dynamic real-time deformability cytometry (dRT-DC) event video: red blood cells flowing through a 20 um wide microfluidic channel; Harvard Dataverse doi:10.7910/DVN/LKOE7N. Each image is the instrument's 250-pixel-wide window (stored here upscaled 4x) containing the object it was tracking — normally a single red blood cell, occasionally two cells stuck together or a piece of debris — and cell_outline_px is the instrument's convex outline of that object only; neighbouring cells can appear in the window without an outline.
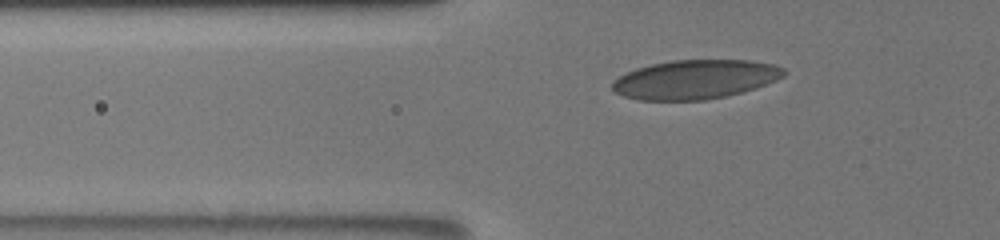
{"species": "human", "species_latin": "Homo sapiens", "temperature_condition": "room temperature", "stored_images_in_passage": 5, "camera_frame_rate_fps": 3000, "um_per_image_px": 0.085, "donor": {"sex": "male"}, "frame": {"image": 1, "passage_image": 3, "time_ms": 0.667, "image_size_px": [1000, 240], "cell_outline_px": [[788, 72], [784, 76], [776, 80], [756, 88], [724, 96], [704, 100], [640, 100], [624, 96], [616, 92], [612, 88], [612, 80], [636, 68], [652, 64], [672, 60], [752, 60], [772, 64], [784, 68]], "centroid_in_image_um": [59.11, 6.74], "position_along_channel_um": 66.7, "area_um2": 39.02}}